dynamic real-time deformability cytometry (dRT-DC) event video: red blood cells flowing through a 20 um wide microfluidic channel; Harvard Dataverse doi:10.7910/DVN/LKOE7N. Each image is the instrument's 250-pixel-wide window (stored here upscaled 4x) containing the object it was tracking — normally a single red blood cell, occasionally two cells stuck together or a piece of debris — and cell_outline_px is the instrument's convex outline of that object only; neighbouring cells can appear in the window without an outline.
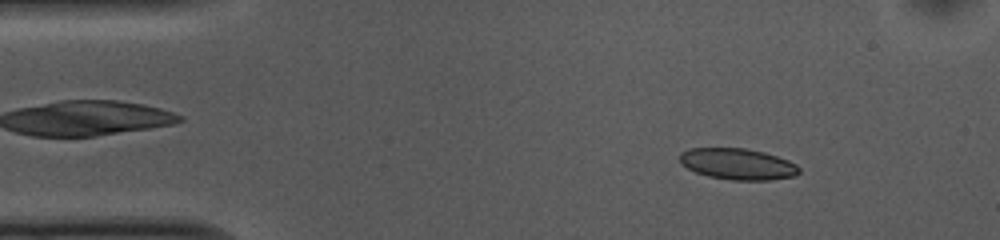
{"species": "common noctule bat (a hibernating species)", "species_latin": "Nyctalus noctula", "temperature_condition": "cold", "stored_images_in_passage": 52, "camera_frame_rate_fps": 3000, "um_per_image_px": 0.085, "animal": {"sex": "female", "body_mass_g": 10.0, "forearm_length_mm": 53.1}, "frame": {"image": 1, "passage_image": 6, "time_ms": 1.667, "image_size_px": [1000, 240], "cell_outline_px": [[800, 172], [796, 176], [768, 180], [732, 180], [708, 176], [696, 172], [688, 168], [680, 160], [680, 152], [688, 148], [744, 148], [764, 152], [788, 160], [796, 164], [800, 168]], "centroid_in_image_um": [62.73, 13.94], "position_along_channel_um": 22.3, "area_um2": 21.68}}
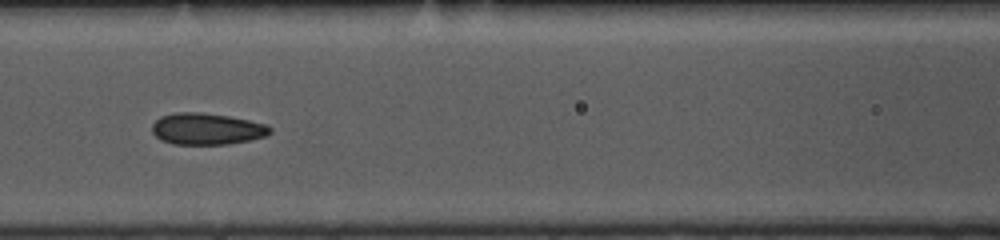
{"frame": {"image": 2, "passage_image": 21, "time_ms": 6.667, "image_size_px": [1000, 240], "cell_outline_px": [[272, 132], [264, 136], [248, 140], [228, 144], [172, 144], [160, 140], [152, 132], [152, 124], [160, 116], [176, 112], [200, 112], [228, 116], [248, 120], [264, 124], [272, 128]], "centroid_in_image_um": [17.53, 10.95], "position_along_channel_um": 149.1, "area_um2": 21.62}}
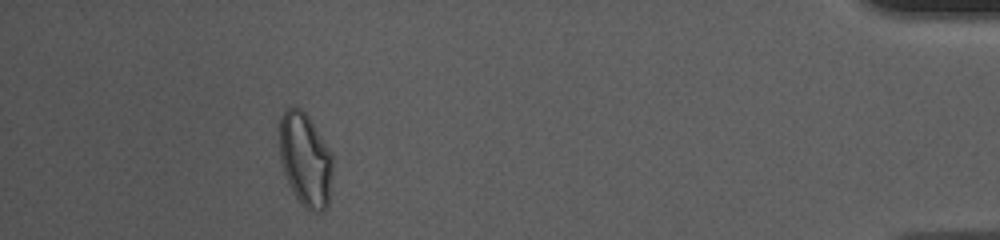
{"frame": {"image": 3, "passage_image": 47, "time_ms": 15.333, "image_size_px": [1000, 240], "cell_outline_px": [[332, 172], [328, 204], [320, 212], [316, 212], [300, 204], [288, 184], [280, 160], [280, 116], [292, 104], [300, 108], [308, 116], [332, 152]], "centroid_in_image_um": [25.95, 13.54], "position_along_channel_um": 409.3, "area_um2": 29.02}, "authors_computed_cell_mechanics": {"area_um2": 22.2241, "velocity_mm_per_s": 3.722, "shape_relaxation_time_tau1_ms": 5.2438, "shape_relaxation_time_tau2_ms": 1.8157, "deformation_change_tau1": 0.118, "deformation_change_tau2": 0.0667}}